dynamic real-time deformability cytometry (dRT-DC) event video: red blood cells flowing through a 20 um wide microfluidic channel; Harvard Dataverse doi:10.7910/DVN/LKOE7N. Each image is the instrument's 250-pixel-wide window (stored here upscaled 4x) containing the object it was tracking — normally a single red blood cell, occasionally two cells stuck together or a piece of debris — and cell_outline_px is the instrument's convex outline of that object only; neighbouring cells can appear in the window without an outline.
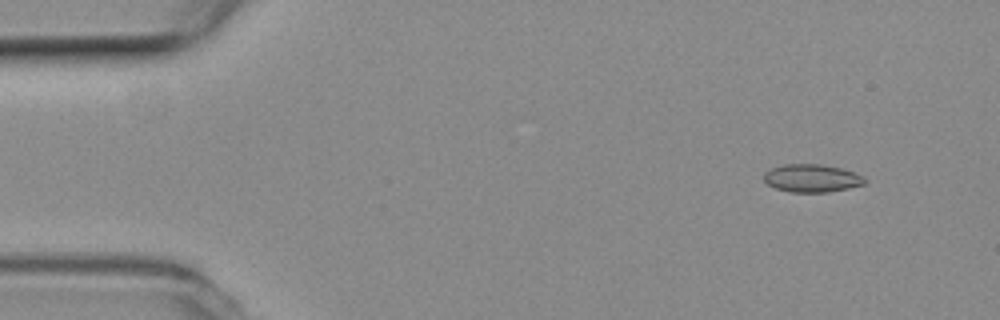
{"species": "common noctule bat (a hibernating species)", "species_latin": "Nyctalus noctula", "temperature_condition": "room temperature", "stored_images_in_passage": 53, "camera_frame_rate_fps": 3000, "um_per_image_px": 0.085, "animal": {"sex": "female", "body_mass_g": 19.3, "forearm_length_mm": 54.1}, "frame": {"image": 1, "passage_image": 5, "time_ms": 1.333, "image_size_px": [1000, 320], "cell_outline_px": [[868, 180], [864, 184], [848, 188], [828, 192], [792, 192], [776, 188], [768, 184], [764, 180], [764, 172], [772, 168], [784, 164], [820, 164], [840, 168], [864, 176]], "centroid_in_image_um": [69.01, 15.14], "position_along_channel_um": 16.0, "area_um2": 16.3}}
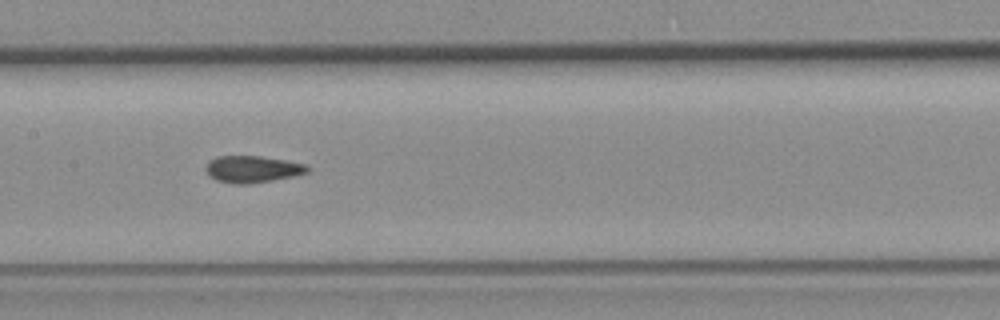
{"frame": {"image": 2, "passage_image": 26, "time_ms": 8.333, "image_size_px": [1000, 320], "cell_outline_px": [[308, 172], [292, 176], [272, 180], [248, 184], [232, 184], [216, 180], [208, 176], [204, 168], [208, 160], [216, 156], [260, 156], [308, 164]], "centroid_in_image_um": [21.39, 14.37], "position_along_channel_um": 186.0, "area_um2": 16.01}}
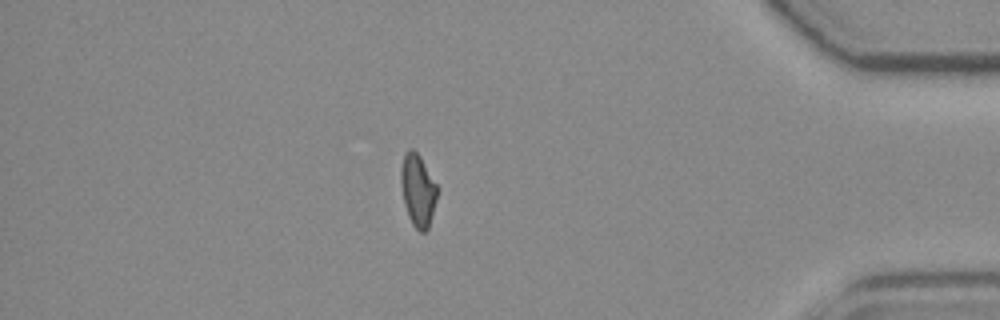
{"frame": {"image": 3, "passage_image": 46, "time_ms": 15.0, "image_size_px": [1000, 320], "cell_outline_px": [[440, 188], [428, 228], [424, 232], [420, 232], [412, 224], [408, 216], [404, 204], [400, 184], [400, 168], [404, 156], [408, 148], [412, 148], [420, 156]], "centroid_in_image_um": [35.53, 16.15], "position_along_channel_um": 399.7, "area_um2": 15.61}, "authors_computed_cell_mechanics": {"area_um2": 16.0106, "velocity_mm_per_s": 3.8433, "shape_relaxation_time_tau1_ms": null, "shape_relaxation_time_tau2_ms": 3.3687, "deformation_change_tau1": null, "deformation_change_tau2": 0.0707}}